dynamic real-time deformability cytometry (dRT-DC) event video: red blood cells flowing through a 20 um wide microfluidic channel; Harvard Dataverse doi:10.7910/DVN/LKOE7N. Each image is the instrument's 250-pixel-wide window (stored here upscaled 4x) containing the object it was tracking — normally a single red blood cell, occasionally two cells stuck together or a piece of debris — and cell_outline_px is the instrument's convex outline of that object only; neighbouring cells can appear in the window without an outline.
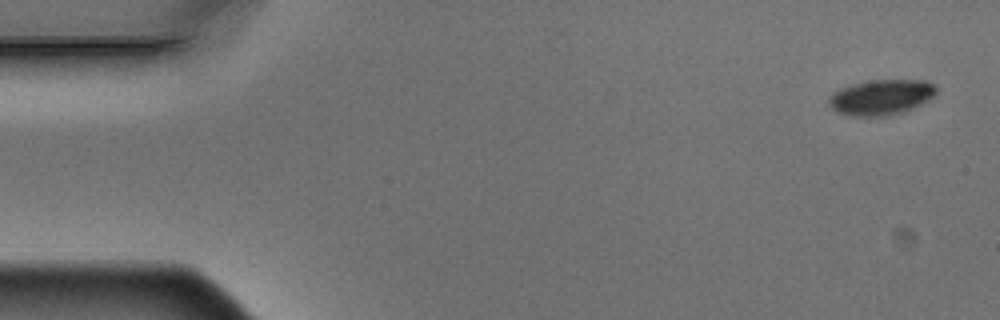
{"species": "Egyptian fruit bat (a non-hibernating species)", "species_latin": "Rousettus aegyptiacus", "temperature_condition": "warm", "stored_images_in_passage": 5, "camera_frame_rate_fps": 3000, "um_per_image_px": 0.085, "animal": {"sex": "male"}, "frame": {"image": 1, "passage_image": 1, "time_ms": 0.0, "image_size_px": [1000, 320], "cell_outline_px": [[936, 92], [928, 100], [904, 112], [892, 116], [852, 116], [836, 112], [828, 104], [828, 100], [832, 92], [840, 88], [852, 84], [872, 80], [924, 80], [932, 84], [936, 88]], "centroid_in_image_um": [74.86, 8.27], "position_along_channel_um": 10.1, "area_um2": 22.2}}
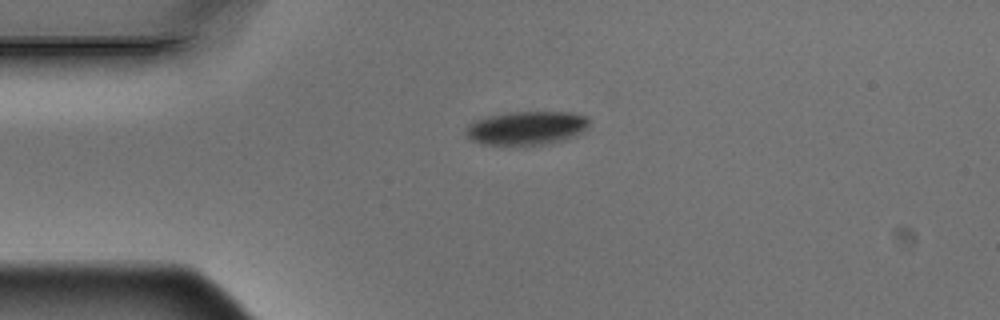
{"frame": {"image": 2, "passage_image": 4, "time_ms": 1.0, "image_size_px": [1000, 320], "cell_outline_px": [[588, 124], [580, 132], [564, 140], [548, 144], [480, 144], [464, 136], [464, 128], [468, 124], [476, 120], [488, 116], [508, 112], [568, 112], [588, 116]], "centroid_in_image_um": [44.68, 10.87], "position_along_channel_um": 40.3, "area_um2": 24.04}}